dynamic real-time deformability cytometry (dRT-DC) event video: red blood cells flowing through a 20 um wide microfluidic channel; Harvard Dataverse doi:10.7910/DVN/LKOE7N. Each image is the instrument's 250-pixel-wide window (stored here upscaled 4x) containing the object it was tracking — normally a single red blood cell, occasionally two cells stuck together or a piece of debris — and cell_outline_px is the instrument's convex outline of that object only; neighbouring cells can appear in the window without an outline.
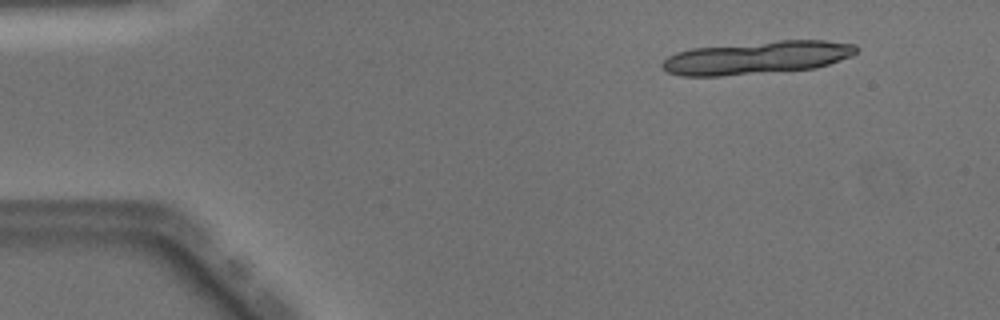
{"species": "Egyptian fruit bat (a non-hibernating species)", "species_latin": "Rousettus aegyptiacus", "temperature_condition": "warm", "stored_images_in_passage": 13, "camera_frame_rate_fps": 3000, "um_per_image_px": 0.085, "animal": {"sex": "male"}, "frame": {"image": 1, "passage_image": 1, "time_ms": 0.0, "image_size_px": [1000, 320], "cell_outline_px": [[860, 48], [852, 56], [816, 68], [720, 76], [680, 76], [668, 72], [660, 64], [668, 56], [676, 52], [692, 48], [780, 40], [824, 40], [856, 44]], "centroid_in_image_um": [64.36, 4.89], "position_along_channel_um": 20.6, "area_um2": 37.28}}